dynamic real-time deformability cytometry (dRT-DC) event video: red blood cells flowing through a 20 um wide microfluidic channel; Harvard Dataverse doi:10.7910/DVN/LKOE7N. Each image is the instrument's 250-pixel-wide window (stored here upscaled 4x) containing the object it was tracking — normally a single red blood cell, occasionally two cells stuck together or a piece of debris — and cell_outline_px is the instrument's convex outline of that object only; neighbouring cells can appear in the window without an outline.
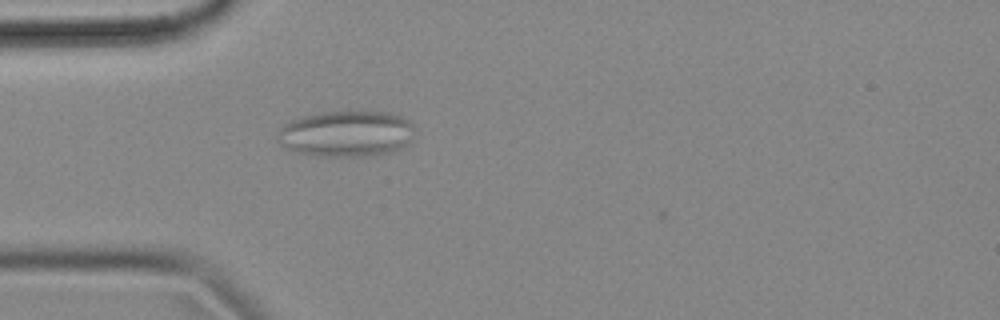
{"species": "common noctule bat (a hibernating species)", "species_latin": "Nyctalus noctula", "temperature_condition": "cold", "stored_images_in_passage": 46, "camera_frame_rate_fps": 3000, "um_per_image_px": 0.085, "animal": {"sex": "female", "body_mass_g": 18.4}, "frame": {"image": 1, "passage_image": 5, "time_ms": 1.333, "image_size_px": [1000, 320], "cell_outline_px": [[416, 128], [412, 140], [404, 148], [392, 152], [372, 156], [316, 156], [296, 152], [280, 144], [276, 140], [276, 136], [280, 128], [288, 120], [320, 112], [348, 108], [356, 108], [388, 112], [400, 116], [408, 120]], "centroid_in_image_um": [29.47, 11.32], "position_along_channel_um": 55.5, "area_um2": 38.44}}
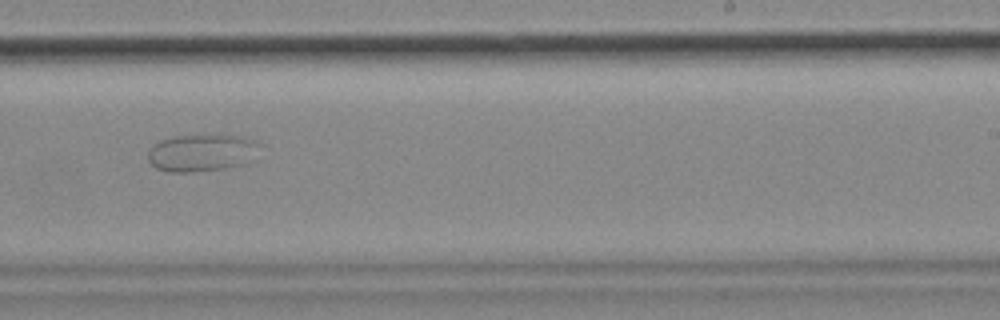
{"frame": {"image": 2, "passage_image": 24, "time_ms": 7.667, "image_size_px": [1000, 320], "cell_outline_px": [[264, 144], [244, 164], [228, 168], [192, 172], [168, 172], [156, 168], [148, 160], [148, 152], [160, 140], [176, 136], [244, 136], [256, 140]], "centroid_in_image_um": [17.18, 13.0], "position_along_channel_um": 271.8, "area_um2": 24.1}}
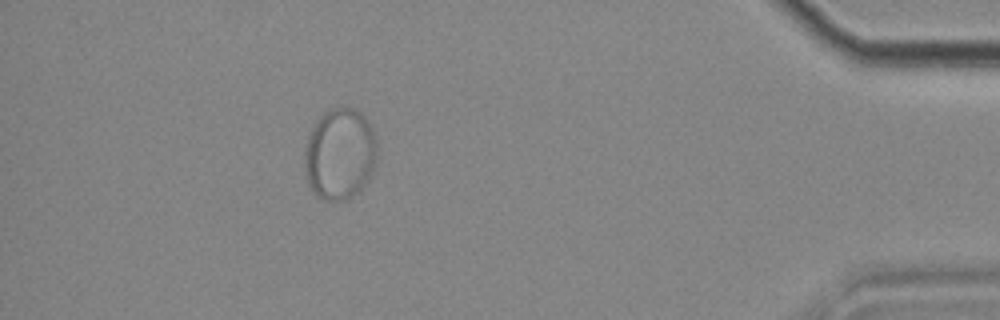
{"frame": {"image": 3, "passage_image": 40, "time_ms": 13.0, "image_size_px": [1000, 320], "cell_outline_px": [[376, 164], [368, 180], [348, 200], [324, 200], [316, 196], [308, 184], [304, 168], [304, 152], [308, 136], [316, 120], [324, 112], [340, 104], [344, 104], [356, 108], [364, 116], [372, 128], [376, 136]], "centroid_in_image_um": [28.88, 13.05], "position_along_channel_um": 406.3, "area_um2": 39.3}}